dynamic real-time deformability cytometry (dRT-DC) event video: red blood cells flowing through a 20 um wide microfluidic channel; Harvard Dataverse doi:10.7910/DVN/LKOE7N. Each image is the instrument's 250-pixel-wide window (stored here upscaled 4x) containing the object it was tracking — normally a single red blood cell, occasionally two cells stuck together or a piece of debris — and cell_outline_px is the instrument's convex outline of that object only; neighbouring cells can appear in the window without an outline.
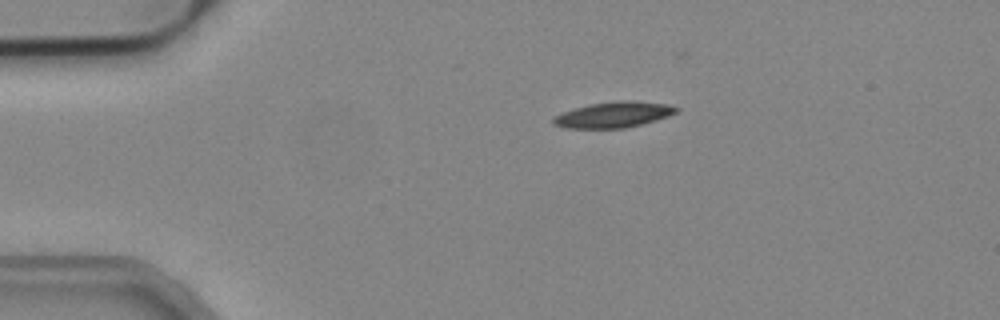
{"species": "common noctule bat (a hibernating species)", "species_latin": "Nyctalus noctula", "temperature_condition": "cold", "stored_images_in_passage": 41, "camera_frame_rate_fps": 3000, "um_per_image_px": 0.085, "animal": {"sex": "male", "body_mass_g": 19.2, "forearm_length_mm": 51.8}, "frame": {"image": 1, "passage_image": 1, "time_ms": 0.0, "image_size_px": [1000, 320], "cell_outline_px": [[680, 108], [676, 112], [668, 116], [656, 120], [624, 128], [564, 128], [552, 124], [552, 116], [588, 104], [616, 100], [628, 100], [668, 104]], "centroid_in_image_um": [52.13, 9.74], "position_along_channel_um": 32.9, "area_um2": 18.5}}
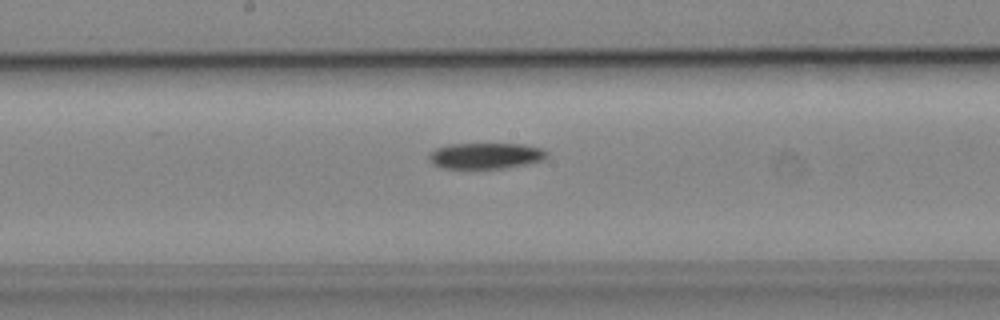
{"frame": {"image": 2, "passage_image": 18, "time_ms": 5.667, "image_size_px": [1000, 320], "cell_outline_px": [[548, 156], [544, 160], [528, 164], [504, 168], [444, 168], [432, 164], [428, 156], [436, 148], [448, 144], [524, 144], [540, 148], [548, 152]], "centroid_in_image_um": [41.31, 13.24], "position_along_channel_um": 206.9, "area_um2": 17.86}}
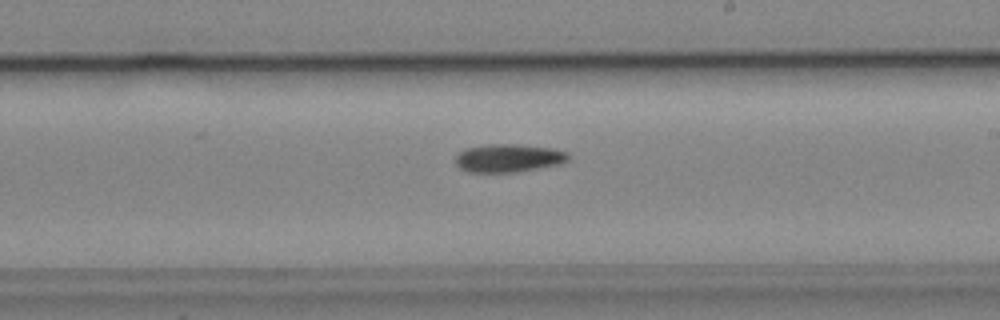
{"frame": {"image": 3, "passage_image": 21, "time_ms": 6.667, "image_size_px": [1000, 320], "cell_outline_px": [[568, 160], [560, 164], [516, 172], [468, 172], [460, 168], [456, 164], [456, 156], [464, 148], [488, 144], [520, 144], [552, 148], [568, 152]], "centroid_in_image_um": [43.21, 13.43], "position_along_channel_um": 245.8, "area_um2": 18.55}}